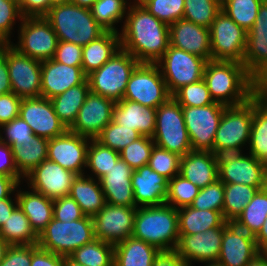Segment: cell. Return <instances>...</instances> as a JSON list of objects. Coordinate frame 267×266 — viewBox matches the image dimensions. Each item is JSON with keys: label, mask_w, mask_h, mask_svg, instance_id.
I'll return each instance as SVG.
<instances>
[{"label": "cell", "mask_w": 267, "mask_h": 266, "mask_svg": "<svg viewBox=\"0 0 267 266\" xmlns=\"http://www.w3.org/2000/svg\"><path fill=\"white\" fill-rule=\"evenodd\" d=\"M119 32L121 48L140 63H156L170 45L169 25L133 0Z\"/></svg>", "instance_id": "1"}, {"label": "cell", "mask_w": 267, "mask_h": 266, "mask_svg": "<svg viewBox=\"0 0 267 266\" xmlns=\"http://www.w3.org/2000/svg\"><path fill=\"white\" fill-rule=\"evenodd\" d=\"M203 80L214 102L225 106L243 104L260 90L244 64L236 61L208 60Z\"/></svg>", "instance_id": "2"}, {"label": "cell", "mask_w": 267, "mask_h": 266, "mask_svg": "<svg viewBox=\"0 0 267 266\" xmlns=\"http://www.w3.org/2000/svg\"><path fill=\"white\" fill-rule=\"evenodd\" d=\"M132 236L159 251L175 250L179 242L178 210L166 203L137 207Z\"/></svg>", "instance_id": "3"}, {"label": "cell", "mask_w": 267, "mask_h": 266, "mask_svg": "<svg viewBox=\"0 0 267 266\" xmlns=\"http://www.w3.org/2000/svg\"><path fill=\"white\" fill-rule=\"evenodd\" d=\"M45 18L50 22L58 40L82 47L105 32L92 16L90 9L73 2L52 6Z\"/></svg>", "instance_id": "4"}, {"label": "cell", "mask_w": 267, "mask_h": 266, "mask_svg": "<svg viewBox=\"0 0 267 266\" xmlns=\"http://www.w3.org/2000/svg\"><path fill=\"white\" fill-rule=\"evenodd\" d=\"M252 119L253 97L243 104L226 106L216 131L213 153L220 156L244 152L249 145Z\"/></svg>", "instance_id": "5"}, {"label": "cell", "mask_w": 267, "mask_h": 266, "mask_svg": "<svg viewBox=\"0 0 267 266\" xmlns=\"http://www.w3.org/2000/svg\"><path fill=\"white\" fill-rule=\"evenodd\" d=\"M95 239L91 216L79 220L61 222L52 218L38 235V246L49 252L68 257L76 249Z\"/></svg>", "instance_id": "6"}, {"label": "cell", "mask_w": 267, "mask_h": 266, "mask_svg": "<svg viewBox=\"0 0 267 266\" xmlns=\"http://www.w3.org/2000/svg\"><path fill=\"white\" fill-rule=\"evenodd\" d=\"M139 64L129 52L120 48L102 67L87 75L90 91L120 101L131 74Z\"/></svg>", "instance_id": "7"}, {"label": "cell", "mask_w": 267, "mask_h": 266, "mask_svg": "<svg viewBox=\"0 0 267 266\" xmlns=\"http://www.w3.org/2000/svg\"><path fill=\"white\" fill-rule=\"evenodd\" d=\"M152 138L156 146L181 157L192 150L182 106L172 96L156 110V126Z\"/></svg>", "instance_id": "8"}, {"label": "cell", "mask_w": 267, "mask_h": 266, "mask_svg": "<svg viewBox=\"0 0 267 266\" xmlns=\"http://www.w3.org/2000/svg\"><path fill=\"white\" fill-rule=\"evenodd\" d=\"M19 24L18 42H10L13 48L41 62L54 58L59 40L45 17H23Z\"/></svg>", "instance_id": "9"}, {"label": "cell", "mask_w": 267, "mask_h": 266, "mask_svg": "<svg viewBox=\"0 0 267 266\" xmlns=\"http://www.w3.org/2000/svg\"><path fill=\"white\" fill-rule=\"evenodd\" d=\"M172 95L156 63H140L128 80L123 99L158 108Z\"/></svg>", "instance_id": "10"}, {"label": "cell", "mask_w": 267, "mask_h": 266, "mask_svg": "<svg viewBox=\"0 0 267 266\" xmlns=\"http://www.w3.org/2000/svg\"><path fill=\"white\" fill-rule=\"evenodd\" d=\"M206 62L204 58L169 45L156 64L173 95L181 87L202 80Z\"/></svg>", "instance_id": "11"}, {"label": "cell", "mask_w": 267, "mask_h": 266, "mask_svg": "<svg viewBox=\"0 0 267 266\" xmlns=\"http://www.w3.org/2000/svg\"><path fill=\"white\" fill-rule=\"evenodd\" d=\"M225 105L214 102L201 107L182 106L192 150L211 151Z\"/></svg>", "instance_id": "12"}, {"label": "cell", "mask_w": 267, "mask_h": 266, "mask_svg": "<svg viewBox=\"0 0 267 266\" xmlns=\"http://www.w3.org/2000/svg\"><path fill=\"white\" fill-rule=\"evenodd\" d=\"M212 60L236 61L243 64L247 31L221 11L210 28Z\"/></svg>", "instance_id": "13"}, {"label": "cell", "mask_w": 267, "mask_h": 266, "mask_svg": "<svg viewBox=\"0 0 267 266\" xmlns=\"http://www.w3.org/2000/svg\"><path fill=\"white\" fill-rule=\"evenodd\" d=\"M231 153L218 156V179L224 184H245L262 189L267 186L265 162L250 153Z\"/></svg>", "instance_id": "14"}, {"label": "cell", "mask_w": 267, "mask_h": 266, "mask_svg": "<svg viewBox=\"0 0 267 266\" xmlns=\"http://www.w3.org/2000/svg\"><path fill=\"white\" fill-rule=\"evenodd\" d=\"M5 59L12 92L22 99L40 97L42 62L21 54L10 43H5Z\"/></svg>", "instance_id": "15"}, {"label": "cell", "mask_w": 267, "mask_h": 266, "mask_svg": "<svg viewBox=\"0 0 267 266\" xmlns=\"http://www.w3.org/2000/svg\"><path fill=\"white\" fill-rule=\"evenodd\" d=\"M244 66L260 89H267V0L259 7L252 28L247 32Z\"/></svg>", "instance_id": "16"}, {"label": "cell", "mask_w": 267, "mask_h": 266, "mask_svg": "<svg viewBox=\"0 0 267 266\" xmlns=\"http://www.w3.org/2000/svg\"><path fill=\"white\" fill-rule=\"evenodd\" d=\"M136 211L137 207L106 203L92 216L95 239L115 245L132 236Z\"/></svg>", "instance_id": "17"}, {"label": "cell", "mask_w": 267, "mask_h": 266, "mask_svg": "<svg viewBox=\"0 0 267 266\" xmlns=\"http://www.w3.org/2000/svg\"><path fill=\"white\" fill-rule=\"evenodd\" d=\"M77 174L49 159L42 161L24 177L29 189L51 200L68 196Z\"/></svg>", "instance_id": "18"}, {"label": "cell", "mask_w": 267, "mask_h": 266, "mask_svg": "<svg viewBox=\"0 0 267 266\" xmlns=\"http://www.w3.org/2000/svg\"><path fill=\"white\" fill-rule=\"evenodd\" d=\"M89 143L90 138L67 130L62 135L49 139L47 159L77 175H83L87 166Z\"/></svg>", "instance_id": "19"}, {"label": "cell", "mask_w": 267, "mask_h": 266, "mask_svg": "<svg viewBox=\"0 0 267 266\" xmlns=\"http://www.w3.org/2000/svg\"><path fill=\"white\" fill-rule=\"evenodd\" d=\"M19 116L39 137L53 139L68 130L55 113L51 100L42 96L22 99Z\"/></svg>", "instance_id": "20"}, {"label": "cell", "mask_w": 267, "mask_h": 266, "mask_svg": "<svg viewBox=\"0 0 267 266\" xmlns=\"http://www.w3.org/2000/svg\"><path fill=\"white\" fill-rule=\"evenodd\" d=\"M228 223L225 221L220 227L211 228L193 235L179 234L176 252L189 266H193L192 262H217L220 255L223 228Z\"/></svg>", "instance_id": "21"}, {"label": "cell", "mask_w": 267, "mask_h": 266, "mask_svg": "<svg viewBox=\"0 0 267 266\" xmlns=\"http://www.w3.org/2000/svg\"><path fill=\"white\" fill-rule=\"evenodd\" d=\"M115 104V101L90 91L69 130L80 136L95 139L113 120Z\"/></svg>", "instance_id": "22"}, {"label": "cell", "mask_w": 267, "mask_h": 266, "mask_svg": "<svg viewBox=\"0 0 267 266\" xmlns=\"http://www.w3.org/2000/svg\"><path fill=\"white\" fill-rule=\"evenodd\" d=\"M259 253L254 235L234 223H228L223 228L217 263L223 266H247Z\"/></svg>", "instance_id": "23"}, {"label": "cell", "mask_w": 267, "mask_h": 266, "mask_svg": "<svg viewBox=\"0 0 267 266\" xmlns=\"http://www.w3.org/2000/svg\"><path fill=\"white\" fill-rule=\"evenodd\" d=\"M87 75L81 66H68L53 58L41 64V96L52 99L67 89L82 84Z\"/></svg>", "instance_id": "24"}, {"label": "cell", "mask_w": 267, "mask_h": 266, "mask_svg": "<svg viewBox=\"0 0 267 266\" xmlns=\"http://www.w3.org/2000/svg\"><path fill=\"white\" fill-rule=\"evenodd\" d=\"M169 39L177 49L212 60L209 28L182 18L169 25Z\"/></svg>", "instance_id": "25"}, {"label": "cell", "mask_w": 267, "mask_h": 266, "mask_svg": "<svg viewBox=\"0 0 267 266\" xmlns=\"http://www.w3.org/2000/svg\"><path fill=\"white\" fill-rule=\"evenodd\" d=\"M131 183L136 207L165 204L168 195V179L153 171L149 165L135 170Z\"/></svg>", "instance_id": "26"}, {"label": "cell", "mask_w": 267, "mask_h": 266, "mask_svg": "<svg viewBox=\"0 0 267 266\" xmlns=\"http://www.w3.org/2000/svg\"><path fill=\"white\" fill-rule=\"evenodd\" d=\"M134 170L121 158L99 179L106 203L136 207L131 178Z\"/></svg>", "instance_id": "27"}, {"label": "cell", "mask_w": 267, "mask_h": 266, "mask_svg": "<svg viewBox=\"0 0 267 266\" xmlns=\"http://www.w3.org/2000/svg\"><path fill=\"white\" fill-rule=\"evenodd\" d=\"M180 175L205 188L218 180V156L211 151L191 150L180 159Z\"/></svg>", "instance_id": "28"}, {"label": "cell", "mask_w": 267, "mask_h": 266, "mask_svg": "<svg viewBox=\"0 0 267 266\" xmlns=\"http://www.w3.org/2000/svg\"><path fill=\"white\" fill-rule=\"evenodd\" d=\"M156 110L157 108L121 99L114 106L113 121L121 126L137 130L142 136L152 138L156 126Z\"/></svg>", "instance_id": "29"}, {"label": "cell", "mask_w": 267, "mask_h": 266, "mask_svg": "<svg viewBox=\"0 0 267 266\" xmlns=\"http://www.w3.org/2000/svg\"><path fill=\"white\" fill-rule=\"evenodd\" d=\"M17 186L16 197L18 206L27 216L32 229L39 235L53 218V200L32 189L21 190ZM24 190V191H23Z\"/></svg>", "instance_id": "30"}, {"label": "cell", "mask_w": 267, "mask_h": 266, "mask_svg": "<svg viewBox=\"0 0 267 266\" xmlns=\"http://www.w3.org/2000/svg\"><path fill=\"white\" fill-rule=\"evenodd\" d=\"M248 153L265 162L267 167V89L253 96V119Z\"/></svg>", "instance_id": "31"}, {"label": "cell", "mask_w": 267, "mask_h": 266, "mask_svg": "<svg viewBox=\"0 0 267 266\" xmlns=\"http://www.w3.org/2000/svg\"><path fill=\"white\" fill-rule=\"evenodd\" d=\"M120 48V35L105 31L97 39L82 47V70L89 75L102 67Z\"/></svg>", "instance_id": "32"}, {"label": "cell", "mask_w": 267, "mask_h": 266, "mask_svg": "<svg viewBox=\"0 0 267 266\" xmlns=\"http://www.w3.org/2000/svg\"><path fill=\"white\" fill-rule=\"evenodd\" d=\"M69 196L78 203L86 216H94L106 204L99 180L86 174L77 175L72 183Z\"/></svg>", "instance_id": "33"}, {"label": "cell", "mask_w": 267, "mask_h": 266, "mask_svg": "<svg viewBox=\"0 0 267 266\" xmlns=\"http://www.w3.org/2000/svg\"><path fill=\"white\" fill-rule=\"evenodd\" d=\"M159 250L133 236L114 245V266H152Z\"/></svg>", "instance_id": "34"}, {"label": "cell", "mask_w": 267, "mask_h": 266, "mask_svg": "<svg viewBox=\"0 0 267 266\" xmlns=\"http://www.w3.org/2000/svg\"><path fill=\"white\" fill-rule=\"evenodd\" d=\"M179 234L193 235L211 228L220 227L224 222L219 211L199 210L190 206L178 208Z\"/></svg>", "instance_id": "35"}, {"label": "cell", "mask_w": 267, "mask_h": 266, "mask_svg": "<svg viewBox=\"0 0 267 266\" xmlns=\"http://www.w3.org/2000/svg\"><path fill=\"white\" fill-rule=\"evenodd\" d=\"M89 92V83L86 80L84 83L73 86L62 94L50 99L55 113L68 130L76 121L78 112Z\"/></svg>", "instance_id": "36"}, {"label": "cell", "mask_w": 267, "mask_h": 266, "mask_svg": "<svg viewBox=\"0 0 267 266\" xmlns=\"http://www.w3.org/2000/svg\"><path fill=\"white\" fill-rule=\"evenodd\" d=\"M48 142L49 139L33 135L13 149L16 168L23 177L47 159Z\"/></svg>", "instance_id": "37"}, {"label": "cell", "mask_w": 267, "mask_h": 266, "mask_svg": "<svg viewBox=\"0 0 267 266\" xmlns=\"http://www.w3.org/2000/svg\"><path fill=\"white\" fill-rule=\"evenodd\" d=\"M0 237L10 245H38V235L19 206L0 227Z\"/></svg>", "instance_id": "38"}, {"label": "cell", "mask_w": 267, "mask_h": 266, "mask_svg": "<svg viewBox=\"0 0 267 266\" xmlns=\"http://www.w3.org/2000/svg\"><path fill=\"white\" fill-rule=\"evenodd\" d=\"M131 0H96L90 8L96 22L105 30L119 34L115 26L124 23ZM117 23V24H116Z\"/></svg>", "instance_id": "39"}, {"label": "cell", "mask_w": 267, "mask_h": 266, "mask_svg": "<svg viewBox=\"0 0 267 266\" xmlns=\"http://www.w3.org/2000/svg\"><path fill=\"white\" fill-rule=\"evenodd\" d=\"M267 217V186L258 190L242 213L233 222L247 233L256 235Z\"/></svg>", "instance_id": "40"}, {"label": "cell", "mask_w": 267, "mask_h": 266, "mask_svg": "<svg viewBox=\"0 0 267 266\" xmlns=\"http://www.w3.org/2000/svg\"><path fill=\"white\" fill-rule=\"evenodd\" d=\"M259 189L245 184H224L222 215L226 222L233 223L252 200Z\"/></svg>", "instance_id": "41"}, {"label": "cell", "mask_w": 267, "mask_h": 266, "mask_svg": "<svg viewBox=\"0 0 267 266\" xmlns=\"http://www.w3.org/2000/svg\"><path fill=\"white\" fill-rule=\"evenodd\" d=\"M68 257L83 266H114V245L94 239Z\"/></svg>", "instance_id": "42"}, {"label": "cell", "mask_w": 267, "mask_h": 266, "mask_svg": "<svg viewBox=\"0 0 267 266\" xmlns=\"http://www.w3.org/2000/svg\"><path fill=\"white\" fill-rule=\"evenodd\" d=\"M120 158V153L103 146L95 139H90L87 149V166L92 173L88 176L100 179L116 164Z\"/></svg>", "instance_id": "43"}, {"label": "cell", "mask_w": 267, "mask_h": 266, "mask_svg": "<svg viewBox=\"0 0 267 266\" xmlns=\"http://www.w3.org/2000/svg\"><path fill=\"white\" fill-rule=\"evenodd\" d=\"M264 0H222V9L228 17L245 31L255 23L259 7Z\"/></svg>", "instance_id": "44"}, {"label": "cell", "mask_w": 267, "mask_h": 266, "mask_svg": "<svg viewBox=\"0 0 267 266\" xmlns=\"http://www.w3.org/2000/svg\"><path fill=\"white\" fill-rule=\"evenodd\" d=\"M221 9V0H184L183 18L197 25L210 28Z\"/></svg>", "instance_id": "45"}, {"label": "cell", "mask_w": 267, "mask_h": 266, "mask_svg": "<svg viewBox=\"0 0 267 266\" xmlns=\"http://www.w3.org/2000/svg\"><path fill=\"white\" fill-rule=\"evenodd\" d=\"M141 136L137 130L121 126L112 120L95 140L105 147L120 152Z\"/></svg>", "instance_id": "46"}, {"label": "cell", "mask_w": 267, "mask_h": 266, "mask_svg": "<svg viewBox=\"0 0 267 266\" xmlns=\"http://www.w3.org/2000/svg\"><path fill=\"white\" fill-rule=\"evenodd\" d=\"M199 190L200 188L178 174L168 180V195L165 203L176 209L190 206Z\"/></svg>", "instance_id": "47"}, {"label": "cell", "mask_w": 267, "mask_h": 266, "mask_svg": "<svg viewBox=\"0 0 267 266\" xmlns=\"http://www.w3.org/2000/svg\"><path fill=\"white\" fill-rule=\"evenodd\" d=\"M167 25L183 18L184 0H136Z\"/></svg>", "instance_id": "48"}, {"label": "cell", "mask_w": 267, "mask_h": 266, "mask_svg": "<svg viewBox=\"0 0 267 266\" xmlns=\"http://www.w3.org/2000/svg\"><path fill=\"white\" fill-rule=\"evenodd\" d=\"M154 145L153 138L141 136L119 152L120 158L135 171L142 166L148 165Z\"/></svg>", "instance_id": "49"}, {"label": "cell", "mask_w": 267, "mask_h": 266, "mask_svg": "<svg viewBox=\"0 0 267 266\" xmlns=\"http://www.w3.org/2000/svg\"><path fill=\"white\" fill-rule=\"evenodd\" d=\"M181 156L156 145L151 150L148 165L168 180L180 174Z\"/></svg>", "instance_id": "50"}, {"label": "cell", "mask_w": 267, "mask_h": 266, "mask_svg": "<svg viewBox=\"0 0 267 266\" xmlns=\"http://www.w3.org/2000/svg\"><path fill=\"white\" fill-rule=\"evenodd\" d=\"M172 97L181 106L201 107L214 103L203 79L181 87L172 95Z\"/></svg>", "instance_id": "51"}, {"label": "cell", "mask_w": 267, "mask_h": 266, "mask_svg": "<svg viewBox=\"0 0 267 266\" xmlns=\"http://www.w3.org/2000/svg\"><path fill=\"white\" fill-rule=\"evenodd\" d=\"M224 204V183L216 180L205 188H201L190 207L199 210L219 211L222 214Z\"/></svg>", "instance_id": "52"}, {"label": "cell", "mask_w": 267, "mask_h": 266, "mask_svg": "<svg viewBox=\"0 0 267 266\" xmlns=\"http://www.w3.org/2000/svg\"><path fill=\"white\" fill-rule=\"evenodd\" d=\"M3 134L5 135L3 136ZM33 135L30 126L20 116L0 126V142L11 146L12 149L18 147Z\"/></svg>", "instance_id": "53"}, {"label": "cell", "mask_w": 267, "mask_h": 266, "mask_svg": "<svg viewBox=\"0 0 267 266\" xmlns=\"http://www.w3.org/2000/svg\"><path fill=\"white\" fill-rule=\"evenodd\" d=\"M18 19V20H17ZM23 16L20 12L19 2L17 0H0V37L6 42H11V34L16 25Z\"/></svg>", "instance_id": "54"}, {"label": "cell", "mask_w": 267, "mask_h": 266, "mask_svg": "<svg viewBox=\"0 0 267 266\" xmlns=\"http://www.w3.org/2000/svg\"><path fill=\"white\" fill-rule=\"evenodd\" d=\"M85 214L82 212L78 203L71 196H63L53 200V218L61 222H70L83 218Z\"/></svg>", "instance_id": "55"}, {"label": "cell", "mask_w": 267, "mask_h": 266, "mask_svg": "<svg viewBox=\"0 0 267 266\" xmlns=\"http://www.w3.org/2000/svg\"><path fill=\"white\" fill-rule=\"evenodd\" d=\"M53 59L68 66H81L82 46L59 40Z\"/></svg>", "instance_id": "56"}, {"label": "cell", "mask_w": 267, "mask_h": 266, "mask_svg": "<svg viewBox=\"0 0 267 266\" xmlns=\"http://www.w3.org/2000/svg\"><path fill=\"white\" fill-rule=\"evenodd\" d=\"M32 245H10L0 266H30Z\"/></svg>", "instance_id": "57"}, {"label": "cell", "mask_w": 267, "mask_h": 266, "mask_svg": "<svg viewBox=\"0 0 267 266\" xmlns=\"http://www.w3.org/2000/svg\"><path fill=\"white\" fill-rule=\"evenodd\" d=\"M21 102L13 92L0 95V126L19 116Z\"/></svg>", "instance_id": "58"}, {"label": "cell", "mask_w": 267, "mask_h": 266, "mask_svg": "<svg viewBox=\"0 0 267 266\" xmlns=\"http://www.w3.org/2000/svg\"><path fill=\"white\" fill-rule=\"evenodd\" d=\"M0 174L15 178L19 183L24 180V177L18 172L13 156L11 146L0 142Z\"/></svg>", "instance_id": "59"}, {"label": "cell", "mask_w": 267, "mask_h": 266, "mask_svg": "<svg viewBox=\"0 0 267 266\" xmlns=\"http://www.w3.org/2000/svg\"><path fill=\"white\" fill-rule=\"evenodd\" d=\"M30 266H63V256L32 245V261Z\"/></svg>", "instance_id": "60"}, {"label": "cell", "mask_w": 267, "mask_h": 266, "mask_svg": "<svg viewBox=\"0 0 267 266\" xmlns=\"http://www.w3.org/2000/svg\"><path fill=\"white\" fill-rule=\"evenodd\" d=\"M19 7L23 17H45L50 10V0H21Z\"/></svg>", "instance_id": "61"}, {"label": "cell", "mask_w": 267, "mask_h": 266, "mask_svg": "<svg viewBox=\"0 0 267 266\" xmlns=\"http://www.w3.org/2000/svg\"><path fill=\"white\" fill-rule=\"evenodd\" d=\"M152 266H189L176 250L159 251Z\"/></svg>", "instance_id": "62"}, {"label": "cell", "mask_w": 267, "mask_h": 266, "mask_svg": "<svg viewBox=\"0 0 267 266\" xmlns=\"http://www.w3.org/2000/svg\"><path fill=\"white\" fill-rule=\"evenodd\" d=\"M12 92L5 59V44L0 45V95Z\"/></svg>", "instance_id": "63"}, {"label": "cell", "mask_w": 267, "mask_h": 266, "mask_svg": "<svg viewBox=\"0 0 267 266\" xmlns=\"http://www.w3.org/2000/svg\"><path fill=\"white\" fill-rule=\"evenodd\" d=\"M19 184L15 178L0 174V200L12 198Z\"/></svg>", "instance_id": "64"}, {"label": "cell", "mask_w": 267, "mask_h": 266, "mask_svg": "<svg viewBox=\"0 0 267 266\" xmlns=\"http://www.w3.org/2000/svg\"><path fill=\"white\" fill-rule=\"evenodd\" d=\"M12 198L0 200V227L10 217L11 213L18 207L16 193Z\"/></svg>", "instance_id": "65"}, {"label": "cell", "mask_w": 267, "mask_h": 266, "mask_svg": "<svg viewBox=\"0 0 267 266\" xmlns=\"http://www.w3.org/2000/svg\"><path fill=\"white\" fill-rule=\"evenodd\" d=\"M256 240V245L260 252H265L267 250V217L265 223L262 225L259 232L254 236Z\"/></svg>", "instance_id": "66"}, {"label": "cell", "mask_w": 267, "mask_h": 266, "mask_svg": "<svg viewBox=\"0 0 267 266\" xmlns=\"http://www.w3.org/2000/svg\"><path fill=\"white\" fill-rule=\"evenodd\" d=\"M247 266H267V255L260 252Z\"/></svg>", "instance_id": "67"}, {"label": "cell", "mask_w": 267, "mask_h": 266, "mask_svg": "<svg viewBox=\"0 0 267 266\" xmlns=\"http://www.w3.org/2000/svg\"><path fill=\"white\" fill-rule=\"evenodd\" d=\"M9 247L10 244L6 242L2 237H0V263L4 260V257Z\"/></svg>", "instance_id": "68"}, {"label": "cell", "mask_w": 267, "mask_h": 266, "mask_svg": "<svg viewBox=\"0 0 267 266\" xmlns=\"http://www.w3.org/2000/svg\"><path fill=\"white\" fill-rule=\"evenodd\" d=\"M96 0H72L75 5L90 9Z\"/></svg>", "instance_id": "69"}, {"label": "cell", "mask_w": 267, "mask_h": 266, "mask_svg": "<svg viewBox=\"0 0 267 266\" xmlns=\"http://www.w3.org/2000/svg\"><path fill=\"white\" fill-rule=\"evenodd\" d=\"M63 266H83V265L74 262L69 257H63Z\"/></svg>", "instance_id": "70"}, {"label": "cell", "mask_w": 267, "mask_h": 266, "mask_svg": "<svg viewBox=\"0 0 267 266\" xmlns=\"http://www.w3.org/2000/svg\"><path fill=\"white\" fill-rule=\"evenodd\" d=\"M69 2H72V0H50V8L52 6L62 5Z\"/></svg>", "instance_id": "71"}, {"label": "cell", "mask_w": 267, "mask_h": 266, "mask_svg": "<svg viewBox=\"0 0 267 266\" xmlns=\"http://www.w3.org/2000/svg\"><path fill=\"white\" fill-rule=\"evenodd\" d=\"M204 264H206V266H223V265H221V264H219V263H217V262L204 263ZM204 266H205V265H204Z\"/></svg>", "instance_id": "72"}, {"label": "cell", "mask_w": 267, "mask_h": 266, "mask_svg": "<svg viewBox=\"0 0 267 266\" xmlns=\"http://www.w3.org/2000/svg\"><path fill=\"white\" fill-rule=\"evenodd\" d=\"M6 42L0 37V45L5 44Z\"/></svg>", "instance_id": "73"}]
</instances>
